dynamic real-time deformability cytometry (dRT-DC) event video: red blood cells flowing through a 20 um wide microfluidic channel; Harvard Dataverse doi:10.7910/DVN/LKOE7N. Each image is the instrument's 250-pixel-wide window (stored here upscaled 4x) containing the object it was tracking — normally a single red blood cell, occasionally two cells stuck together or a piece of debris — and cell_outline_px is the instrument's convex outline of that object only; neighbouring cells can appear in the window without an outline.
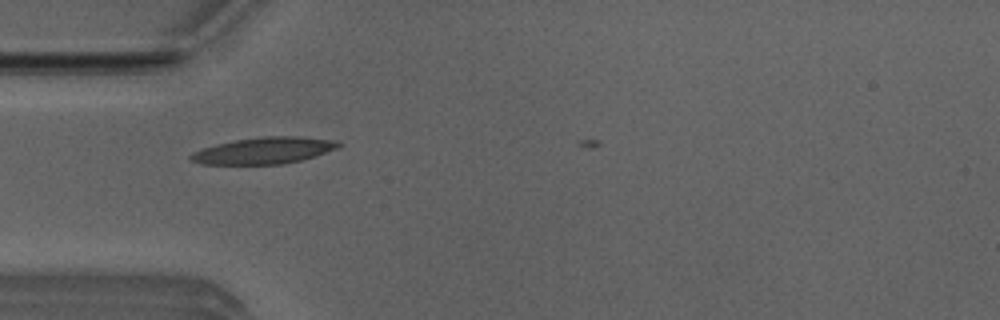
{"species": "Egyptian fruit bat (a non-hibernating species)", "species_latin": "Rousettus aegyptiacus", "temperature_condition": "room temperature", "stored_images_in_passage": 2, "camera_frame_rate_fps": 3000, "um_per_image_px": 0.085, "animal": {"sex": "male"}, "frame": {"image": 1, "passage_image": 1, "time_ms": 0.0, "image_size_px": [1000, 320], "cell_outline_px": [[344, 144], [336, 148], [300, 160], [280, 164], [200, 164], [192, 160], [188, 156], [192, 152], [216, 144], [236, 140], [264, 136], [300, 136], [336, 140]], "centroid_in_image_um": [22.43, 12.79], "position_along_channel_um": 62.6, "area_um2": 22.6}}